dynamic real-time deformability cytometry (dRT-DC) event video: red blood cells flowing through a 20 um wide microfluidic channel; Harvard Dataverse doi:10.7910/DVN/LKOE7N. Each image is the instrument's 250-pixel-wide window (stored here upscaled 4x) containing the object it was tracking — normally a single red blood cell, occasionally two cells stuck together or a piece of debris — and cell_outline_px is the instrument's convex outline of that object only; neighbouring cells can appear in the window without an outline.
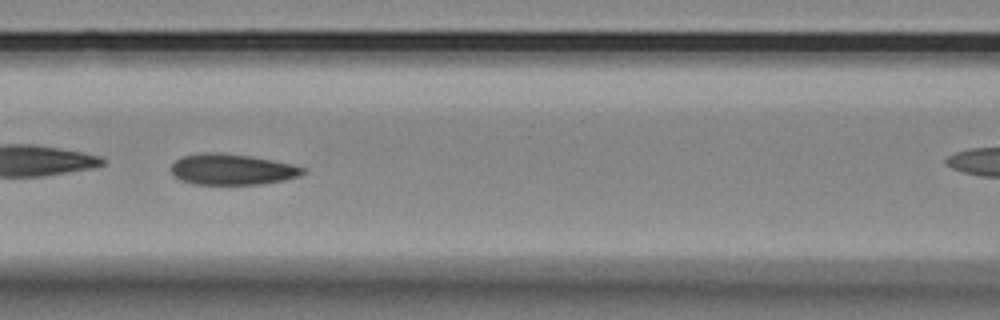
{"species": "Egyptian fruit bat (a non-hibernating species)", "species_latin": "Rousettus aegyptiacus", "temperature_condition": "room temperature", "stored_images_in_passage": 16, "camera_frame_rate_fps": 3000, "um_per_image_px": 0.085, "animal": {"sex": "female"}, "frame": {"image": 1, "passage_image": 7, "time_ms": 2.0, "image_size_px": [1000, 320], "cell_outline_px": [[304, 172], [300, 176], [284, 180], [260, 184], [192, 184], [180, 180], [172, 176], [172, 164], [176, 160], [184, 156], [204, 152], [220, 152], [248, 156], [272, 160], [292, 164], [304, 168]], "centroid_in_image_um": [19.7, 14.4], "position_along_channel_um": 146.9, "area_um2": 23.64}}
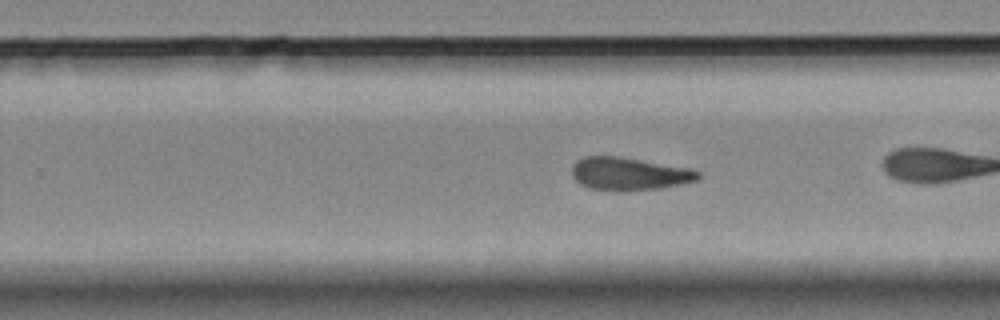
{"frame": {"image": 2, "passage_image": 14, "time_ms": 4.333, "image_size_px": [1000, 320], "cell_outline_px": [[700, 180], [660, 188], [624, 192], [612, 192], [588, 188], [580, 184], [572, 176], [572, 164], [576, 160], [584, 156], [616, 156], [692, 168], [700, 172]], "centroid_in_image_um": [53.46, 14.79], "position_along_channel_um": 276.3, "area_um2": 24.68}}